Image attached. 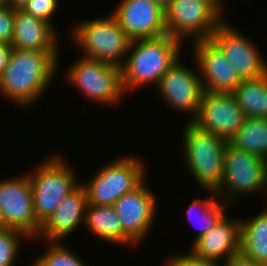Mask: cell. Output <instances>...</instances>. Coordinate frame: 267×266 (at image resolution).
Here are the masks:
<instances>
[{
  "label": "cell",
  "mask_w": 267,
  "mask_h": 266,
  "mask_svg": "<svg viewBox=\"0 0 267 266\" xmlns=\"http://www.w3.org/2000/svg\"><path fill=\"white\" fill-rule=\"evenodd\" d=\"M183 153L188 171L205 190L217 191L223 177L224 138L198 128L191 121L184 126Z\"/></svg>",
  "instance_id": "3"
},
{
  "label": "cell",
  "mask_w": 267,
  "mask_h": 266,
  "mask_svg": "<svg viewBox=\"0 0 267 266\" xmlns=\"http://www.w3.org/2000/svg\"><path fill=\"white\" fill-rule=\"evenodd\" d=\"M181 41L166 34L157 38L132 40L121 66L124 93L136 88L159 84L168 68L181 58Z\"/></svg>",
  "instance_id": "2"
},
{
  "label": "cell",
  "mask_w": 267,
  "mask_h": 266,
  "mask_svg": "<svg viewBox=\"0 0 267 266\" xmlns=\"http://www.w3.org/2000/svg\"><path fill=\"white\" fill-rule=\"evenodd\" d=\"M223 266H264L245 257L241 252L223 261Z\"/></svg>",
  "instance_id": "30"
},
{
  "label": "cell",
  "mask_w": 267,
  "mask_h": 266,
  "mask_svg": "<svg viewBox=\"0 0 267 266\" xmlns=\"http://www.w3.org/2000/svg\"><path fill=\"white\" fill-rule=\"evenodd\" d=\"M45 254L37 257L34 266H87L81 258L59 241H48Z\"/></svg>",
  "instance_id": "25"
},
{
  "label": "cell",
  "mask_w": 267,
  "mask_h": 266,
  "mask_svg": "<svg viewBox=\"0 0 267 266\" xmlns=\"http://www.w3.org/2000/svg\"><path fill=\"white\" fill-rule=\"evenodd\" d=\"M69 68L66 74L67 81L77 86L88 99L107 105L120 103L125 94L121 67L82 56Z\"/></svg>",
  "instance_id": "8"
},
{
  "label": "cell",
  "mask_w": 267,
  "mask_h": 266,
  "mask_svg": "<svg viewBox=\"0 0 267 266\" xmlns=\"http://www.w3.org/2000/svg\"><path fill=\"white\" fill-rule=\"evenodd\" d=\"M58 0H29L22 8L26 14L40 18L52 26V17L58 8Z\"/></svg>",
  "instance_id": "27"
},
{
  "label": "cell",
  "mask_w": 267,
  "mask_h": 266,
  "mask_svg": "<svg viewBox=\"0 0 267 266\" xmlns=\"http://www.w3.org/2000/svg\"><path fill=\"white\" fill-rule=\"evenodd\" d=\"M80 23V24H79ZM73 26L72 38L84 57L121 67L132 39L111 13L108 17L86 20Z\"/></svg>",
  "instance_id": "4"
},
{
  "label": "cell",
  "mask_w": 267,
  "mask_h": 266,
  "mask_svg": "<svg viewBox=\"0 0 267 266\" xmlns=\"http://www.w3.org/2000/svg\"><path fill=\"white\" fill-rule=\"evenodd\" d=\"M7 4V0H0V5Z\"/></svg>",
  "instance_id": "36"
},
{
  "label": "cell",
  "mask_w": 267,
  "mask_h": 266,
  "mask_svg": "<svg viewBox=\"0 0 267 266\" xmlns=\"http://www.w3.org/2000/svg\"><path fill=\"white\" fill-rule=\"evenodd\" d=\"M111 12L132 39L157 38L167 34L165 11L153 0H122Z\"/></svg>",
  "instance_id": "16"
},
{
  "label": "cell",
  "mask_w": 267,
  "mask_h": 266,
  "mask_svg": "<svg viewBox=\"0 0 267 266\" xmlns=\"http://www.w3.org/2000/svg\"><path fill=\"white\" fill-rule=\"evenodd\" d=\"M147 172L141 159L123 156L110 162L84 183L88 204L113 206L123 195L137 188Z\"/></svg>",
  "instance_id": "6"
},
{
  "label": "cell",
  "mask_w": 267,
  "mask_h": 266,
  "mask_svg": "<svg viewBox=\"0 0 267 266\" xmlns=\"http://www.w3.org/2000/svg\"><path fill=\"white\" fill-rule=\"evenodd\" d=\"M210 40L233 65L241 80L258 78L267 73V63L258 47L226 20L217 26Z\"/></svg>",
  "instance_id": "12"
},
{
  "label": "cell",
  "mask_w": 267,
  "mask_h": 266,
  "mask_svg": "<svg viewBox=\"0 0 267 266\" xmlns=\"http://www.w3.org/2000/svg\"><path fill=\"white\" fill-rule=\"evenodd\" d=\"M84 224L97 238L113 244L135 243L123 232L121 221L114 206L88 204Z\"/></svg>",
  "instance_id": "20"
},
{
  "label": "cell",
  "mask_w": 267,
  "mask_h": 266,
  "mask_svg": "<svg viewBox=\"0 0 267 266\" xmlns=\"http://www.w3.org/2000/svg\"><path fill=\"white\" fill-rule=\"evenodd\" d=\"M13 47L10 44L0 42V78L8 66L10 54Z\"/></svg>",
  "instance_id": "31"
},
{
  "label": "cell",
  "mask_w": 267,
  "mask_h": 266,
  "mask_svg": "<svg viewBox=\"0 0 267 266\" xmlns=\"http://www.w3.org/2000/svg\"><path fill=\"white\" fill-rule=\"evenodd\" d=\"M195 65L199 70L204 91L232 93L241 83L233 65L210 40L194 42Z\"/></svg>",
  "instance_id": "15"
},
{
  "label": "cell",
  "mask_w": 267,
  "mask_h": 266,
  "mask_svg": "<svg viewBox=\"0 0 267 266\" xmlns=\"http://www.w3.org/2000/svg\"><path fill=\"white\" fill-rule=\"evenodd\" d=\"M234 220L224 215L209 232L191 245L190 250L197 256L217 262L238 254L241 249V222Z\"/></svg>",
  "instance_id": "18"
},
{
  "label": "cell",
  "mask_w": 267,
  "mask_h": 266,
  "mask_svg": "<svg viewBox=\"0 0 267 266\" xmlns=\"http://www.w3.org/2000/svg\"><path fill=\"white\" fill-rule=\"evenodd\" d=\"M228 143L267 161V119L246 117Z\"/></svg>",
  "instance_id": "23"
},
{
  "label": "cell",
  "mask_w": 267,
  "mask_h": 266,
  "mask_svg": "<svg viewBox=\"0 0 267 266\" xmlns=\"http://www.w3.org/2000/svg\"><path fill=\"white\" fill-rule=\"evenodd\" d=\"M59 156L42 160L34 173L28 174L31 183L33 208L40 225L48 220L60 201L78 184L77 174Z\"/></svg>",
  "instance_id": "5"
},
{
  "label": "cell",
  "mask_w": 267,
  "mask_h": 266,
  "mask_svg": "<svg viewBox=\"0 0 267 266\" xmlns=\"http://www.w3.org/2000/svg\"><path fill=\"white\" fill-rule=\"evenodd\" d=\"M232 93L246 117L267 119V73L242 80Z\"/></svg>",
  "instance_id": "22"
},
{
  "label": "cell",
  "mask_w": 267,
  "mask_h": 266,
  "mask_svg": "<svg viewBox=\"0 0 267 266\" xmlns=\"http://www.w3.org/2000/svg\"><path fill=\"white\" fill-rule=\"evenodd\" d=\"M5 228H7V227H6V224H5L1 209H0V230L5 229Z\"/></svg>",
  "instance_id": "35"
},
{
  "label": "cell",
  "mask_w": 267,
  "mask_h": 266,
  "mask_svg": "<svg viewBox=\"0 0 267 266\" xmlns=\"http://www.w3.org/2000/svg\"><path fill=\"white\" fill-rule=\"evenodd\" d=\"M144 180L137 188L114 203L123 232L138 244L152 228L157 212V199Z\"/></svg>",
  "instance_id": "14"
},
{
  "label": "cell",
  "mask_w": 267,
  "mask_h": 266,
  "mask_svg": "<svg viewBox=\"0 0 267 266\" xmlns=\"http://www.w3.org/2000/svg\"><path fill=\"white\" fill-rule=\"evenodd\" d=\"M163 11H165L173 0H153Z\"/></svg>",
  "instance_id": "33"
},
{
  "label": "cell",
  "mask_w": 267,
  "mask_h": 266,
  "mask_svg": "<svg viewBox=\"0 0 267 266\" xmlns=\"http://www.w3.org/2000/svg\"><path fill=\"white\" fill-rule=\"evenodd\" d=\"M206 1H209L221 14H222V3L221 1L222 0H206Z\"/></svg>",
  "instance_id": "34"
},
{
  "label": "cell",
  "mask_w": 267,
  "mask_h": 266,
  "mask_svg": "<svg viewBox=\"0 0 267 266\" xmlns=\"http://www.w3.org/2000/svg\"><path fill=\"white\" fill-rule=\"evenodd\" d=\"M241 222L240 252L253 262L267 266V207Z\"/></svg>",
  "instance_id": "21"
},
{
  "label": "cell",
  "mask_w": 267,
  "mask_h": 266,
  "mask_svg": "<svg viewBox=\"0 0 267 266\" xmlns=\"http://www.w3.org/2000/svg\"><path fill=\"white\" fill-rule=\"evenodd\" d=\"M29 0H7V5L12 8L21 9Z\"/></svg>",
  "instance_id": "32"
},
{
  "label": "cell",
  "mask_w": 267,
  "mask_h": 266,
  "mask_svg": "<svg viewBox=\"0 0 267 266\" xmlns=\"http://www.w3.org/2000/svg\"><path fill=\"white\" fill-rule=\"evenodd\" d=\"M190 252V253H189ZM184 255H175L170 260L167 259L165 266H221L222 263H218L214 260L204 259L197 256L192 250Z\"/></svg>",
  "instance_id": "29"
},
{
  "label": "cell",
  "mask_w": 267,
  "mask_h": 266,
  "mask_svg": "<svg viewBox=\"0 0 267 266\" xmlns=\"http://www.w3.org/2000/svg\"><path fill=\"white\" fill-rule=\"evenodd\" d=\"M55 26L15 8L11 46L20 50L59 52Z\"/></svg>",
  "instance_id": "19"
},
{
  "label": "cell",
  "mask_w": 267,
  "mask_h": 266,
  "mask_svg": "<svg viewBox=\"0 0 267 266\" xmlns=\"http://www.w3.org/2000/svg\"><path fill=\"white\" fill-rule=\"evenodd\" d=\"M205 192H209L211 198L207 196L204 200L195 198L186 210L188 220L191 221V223L192 221L195 222V220H198L197 223L200 224L199 233H197L193 244L216 225V223L226 214L225 210L227 209L224 207L229 205L219 200L216 191L208 190Z\"/></svg>",
  "instance_id": "24"
},
{
  "label": "cell",
  "mask_w": 267,
  "mask_h": 266,
  "mask_svg": "<svg viewBox=\"0 0 267 266\" xmlns=\"http://www.w3.org/2000/svg\"><path fill=\"white\" fill-rule=\"evenodd\" d=\"M223 164L222 182L216 191L223 202L231 204L235 197L267 189V161L259 156L228 143Z\"/></svg>",
  "instance_id": "7"
},
{
  "label": "cell",
  "mask_w": 267,
  "mask_h": 266,
  "mask_svg": "<svg viewBox=\"0 0 267 266\" xmlns=\"http://www.w3.org/2000/svg\"><path fill=\"white\" fill-rule=\"evenodd\" d=\"M87 205L85 187L83 183H79L60 201L51 217L41 225L38 238L43 237L48 242L62 241V238L70 236L85 222Z\"/></svg>",
  "instance_id": "17"
},
{
  "label": "cell",
  "mask_w": 267,
  "mask_h": 266,
  "mask_svg": "<svg viewBox=\"0 0 267 266\" xmlns=\"http://www.w3.org/2000/svg\"><path fill=\"white\" fill-rule=\"evenodd\" d=\"M245 118L233 93L204 91L197 115L191 122L229 142L243 125Z\"/></svg>",
  "instance_id": "11"
},
{
  "label": "cell",
  "mask_w": 267,
  "mask_h": 266,
  "mask_svg": "<svg viewBox=\"0 0 267 266\" xmlns=\"http://www.w3.org/2000/svg\"><path fill=\"white\" fill-rule=\"evenodd\" d=\"M156 89L169 107L189 112L188 121L196 117L204 92L198 69H188L179 58L161 77Z\"/></svg>",
  "instance_id": "13"
},
{
  "label": "cell",
  "mask_w": 267,
  "mask_h": 266,
  "mask_svg": "<svg viewBox=\"0 0 267 266\" xmlns=\"http://www.w3.org/2000/svg\"><path fill=\"white\" fill-rule=\"evenodd\" d=\"M22 238L29 239L18 230L9 228L0 230V266H14L16 256L21 249Z\"/></svg>",
  "instance_id": "26"
},
{
  "label": "cell",
  "mask_w": 267,
  "mask_h": 266,
  "mask_svg": "<svg viewBox=\"0 0 267 266\" xmlns=\"http://www.w3.org/2000/svg\"><path fill=\"white\" fill-rule=\"evenodd\" d=\"M223 19L206 0H173L165 10L167 34L181 42L187 37L193 42L210 39Z\"/></svg>",
  "instance_id": "9"
},
{
  "label": "cell",
  "mask_w": 267,
  "mask_h": 266,
  "mask_svg": "<svg viewBox=\"0 0 267 266\" xmlns=\"http://www.w3.org/2000/svg\"><path fill=\"white\" fill-rule=\"evenodd\" d=\"M22 175L0 180V209L7 228L38 239L41 225L34 213L31 183L28 173Z\"/></svg>",
  "instance_id": "10"
},
{
  "label": "cell",
  "mask_w": 267,
  "mask_h": 266,
  "mask_svg": "<svg viewBox=\"0 0 267 266\" xmlns=\"http://www.w3.org/2000/svg\"><path fill=\"white\" fill-rule=\"evenodd\" d=\"M15 8L7 4L0 5V42L11 45L14 30Z\"/></svg>",
  "instance_id": "28"
},
{
  "label": "cell",
  "mask_w": 267,
  "mask_h": 266,
  "mask_svg": "<svg viewBox=\"0 0 267 266\" xmlns=\"http://www.w3.org/2000/svg\"><path fill=\"white\" fill-rule=\"evenodd\" d=\"M60 52L12 49L0 93L26 108L42 97L58 70Z\"/></svg>",
  "instance_id": "1"
}]
</instances>
